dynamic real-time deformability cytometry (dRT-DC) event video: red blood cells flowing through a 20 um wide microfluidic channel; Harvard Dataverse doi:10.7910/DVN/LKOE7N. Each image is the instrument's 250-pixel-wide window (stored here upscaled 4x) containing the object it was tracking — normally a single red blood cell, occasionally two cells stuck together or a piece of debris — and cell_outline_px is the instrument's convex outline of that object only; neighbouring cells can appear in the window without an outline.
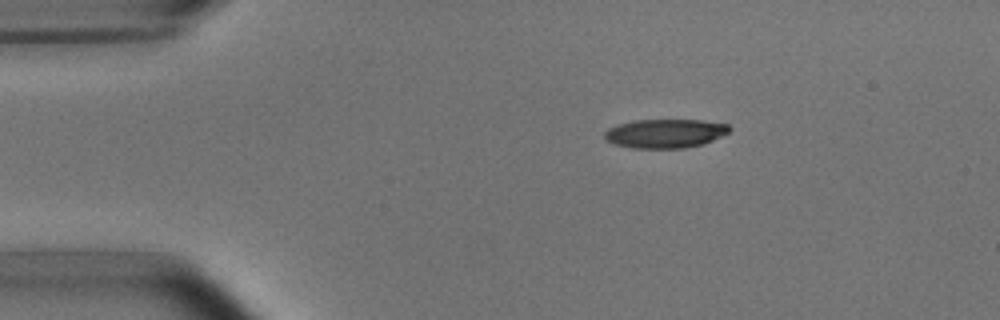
{"species": "common noctule bat (a hibernating species)", "species_latin": "Nyctalus noctula", "temperature_condition": "room temperature", "stored_images_in_passage": 4, "segment_of_instrument_passage": [1, 2], "camera_frame_rate_fps": 3000, "um_per_image_px": 0.085, "animal": {"sex": "male", "body_mass_g": 15.6}, "frame": {"image": 1, "passage_image": 1, "time_ms": 0.0, "image_size_px": [1000, 320], "cell_outline_px": [[732, 128], [728, 132], [704, 144], [684, 148], [632, 148], [616, 144], [604, 140], [604, 132], [608, 128], [616, 124], [636, 120], [700, 120], [728, 124]], "centroid_in_image_um": [56.51, 11.34], "position_along_channel_um": 28.5, "area_um2": 21.1}}